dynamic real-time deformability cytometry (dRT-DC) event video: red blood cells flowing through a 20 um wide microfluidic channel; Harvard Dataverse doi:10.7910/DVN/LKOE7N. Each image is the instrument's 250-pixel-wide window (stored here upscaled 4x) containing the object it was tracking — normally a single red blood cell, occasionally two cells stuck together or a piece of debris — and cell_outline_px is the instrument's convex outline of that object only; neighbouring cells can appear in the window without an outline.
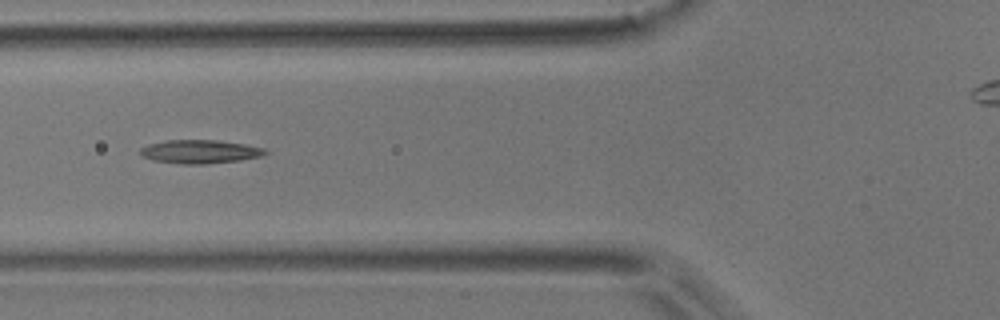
{"species": "common noctule bat (a hibernating species)", "species_latin": "Nyctalus noctula", "temperature_condition": "room temperature", "stored_images_in_passage": 9, "segment_of_instrument_passage": [1, 2], "camera_frame_rate_fps": 3000, "um_per_image_px": 0.085, "animal": {"sex": "male", "body_mass_g": 17.9}, "frame": {"image": 1, "passage_image": 7, "time_ms": 2.0, "image_size_px": [1000, 320], "cell_outline_px": [[268, 152], [260, 156], [240, 160], [204, 164], [184, 164], [152, 160], [140, 156], [140, 148], [148, 144], [164, 140], [216, 140], [244, 144], [264, 148]], "centroid_in_image_um": [16.94, 12.88], "position_along_channel_um": 108.9, "area_um2": 17.11}}
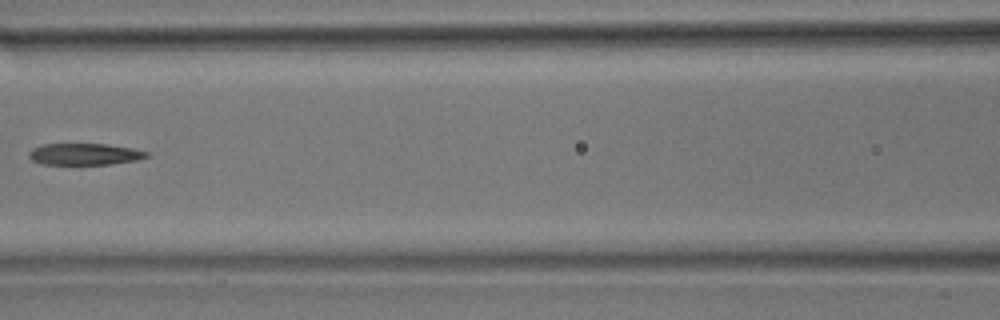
{"frame": {"image": 2, "passage_image": 8, "time_ms": 2.333, "image_size_px": [1000, 320], "cell_outline_px": [[148, 156], [136, 160], [108, 164], [44, 164], [32, 160], [28, 156], [28, 152], [32, 148], [44, 144], [108, 144], [132, 148], [148, 152]], "centroid_in_image_um": [7.16, 13.09], "position_along_channel_um": 159.4, "area_um2": 14.68}}